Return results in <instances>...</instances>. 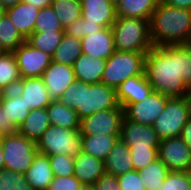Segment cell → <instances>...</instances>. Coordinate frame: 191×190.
Instances as JSON below:
<instances>
[{
    "mask_svg": "<svg viewBox=\"0 0 191 190\" xmlns=\"http://www.w3.org/2000/svg\"><path fill=\"white\" fill-rule=\"evenodd\" d=\"M145 74L153 91L187 97L191 89V44L153 46L146 54Z\"/></svg>",
    "mask_w": 191,
    "mask_h": 190,
    "instance_id": "6da1fadb",
    "label": "cell"
},
{
    "mask_svg": "<svg viewBox=\"0 0 191 190\" xmlns=\"http://www.w3.org/2000/svg\"><path fill=\"white\" fill-rule=\"evenodd\" d=\"M150 37L155 47L191 44V11L159 1L150 19Z\"/></svg>",
    "mask_w": 191,
    "mask_h": 190,
    "instance_id": "7a4b0ae2",
    "label": "cell"
},
{
    "mask_svg": "<svg viewBox=\"0 0 191 190\" xmlns=\"http://www.w3.org/2000/svg\"><path fill=\"white\" fill-rule=\"evenodd\" d=\"M74 109L81 120L96 112L120 107L114 88L106 84H88L75 79L58 99Z\"/></svg>",
    "mask_w": 191,
    "mask_h": 190,
    "instance_id": "3957f363",
    "label": "cell"
},
{
    "mask_svg": "<svg viewBox=\"0 0 191 190\" xmlns=\"http://www.w3.org/2000/svg\"><path fill=\"white\" fill-rule=\"evenodd\" d=\"M112 32L116 51L148 52L153 47L146 19L117 16Z\"/></svg>",
    "mask_w": 191,
    "mask_h": 190,
    "instance_id": "277c9868",
    "label": "cell"
},
{
    "mask_svg": "<svg viewBox=\"0 0 191 190\" xmlns=\"http://www.w3.org/2000/svg\"><path fill=\"white\" fill-rule=\"evenodd\" d=\"M147 52L115 51L105 64L101 83L114 88L128 78L145 74V58Z\"/></svg>",
    "mask_w": 191,
    "mask_h": 190,
    "instance_id": "5b68a950",
    "label": "cell"
},
{
    "mask_svg": "<svg viewBox=\"0 0 191 190\" xmlns=\"http://www.w3.org/2000/svg\"><path fill=\"white\" fill-rule=\"evenodd\" d=\"M81 144L79 129L50 125L36 142V147L39 153L47 156L63 154L75 157L82 150Z\"/></svg>",
    "mask_w": 191,
    "mask_h": 190,
    "instance_id": "8992f818",
    "label": "cell"
},
{
    "mask_svg": "<svg viewBox=\"0 0 191 190\" xmlns=\"http://www.w3.org/2000/svg\"><path fill=\"white\" fill-rule=\"evenodd\" d=\"M191 117L187 97L168 98L164 111L156 118L153 128L160 141L178 137Z\"/></svg>",
    "mask_w": 191,
    "mask_h": 190,
    "instance_id": "52a82bcc",
    "label": "cell"
},
{
    "mask_svg": "<svg viewBox=\"0 0 191 190\" xmlns=\"http://www.w3.org/2000/svg\"><path fill=\"white\" fill-rule=\"evenodd\" d=\"M5 169L25 174L38 153L36 143L20 133L0 137Z\"/></svg>",
    "mask_w": 191,
    "mask_h": 190,
    "instance_id": "ba28073f",
    "label": "cell"
},
{
    "mask_svg": "<svg viewBox=\"0 0 191 190\" xmlns=\"http://www.w3.org/2000/svg\"><path fill=\"white\" fill-rule=\"evenodd\" d=\"M123 117L121 106L96 112L80 120V135H120Z\"/></svg>",
    "mask_w": 191,
    "mask_h": 190,
    "instance_id": "9c48e42d",
    "label": "cell"
},
{
    "mask_svg": "<svg viewBox=\"0 0 191 190\" xmlns=\"http://www.w3.org/2000/svg\"><path fill=\"white\" fill-rule=\"evenodd\" d=\"M158 158L169 171L191 172V150L180 136L160 141Z\"/></svg>",
    "mask_w": 191,
    "mask_h": 190,
    "instance_id": "30bf717a",
    "label": "cell"
},
{
    "mask_svg": "<svg viewBox=\"0 0 191 190\" xmlns=\"http://www.w3.org/2000/svg\"><path fill=\"white\" fill-rule=\"evenodd\" d=\"M13 53L21 78L41 77L52 62L51 55L33 47L27 41L18 46Z\"/></svg>",
    "mask_w": 191,
    "mask_h": 190,
    "instance_id": "8fae6325",
    "label": "cell"
},
{
    "mask_svg": "<svg viewBox=\"0 0 191 190\" xmlns=\"http://www.w3.org/2000/svg\"><path fill=\"white\" fill-rule=\"evenodd\" d=\"M168 98L153 91L141 102L127 104L123 108L124 116L128 120L152 126L156 118L164 111Z\"/></svg>",
    "mask_w": 191,
    "mask_h": 190,
    "instance_id": "7c38bea8",
    "label": "cell"
},
{
    "mask_svg": "<svg viewBox=\"0 0 191 190\" xmlns=\"http://www.w3.org/2000/svg\"><path fill=\"white\" fill-rule=\"evenodd\" d=\"M119 139L129 148L158 147L160 143L153 126L128 120L125 116L122 119Z\"/></svg>",
    "mask_w": 191,
    "mask_h": 190,
    "instance_id": "4fadbf2b",
    "label": "cell"
},
{
    "mask_svg": "<svg viewBox=\"0 0 191 190\" xmlns=\"http://www.w3.org/2000/svg\"><path fill=\"white\" fill-rule=\"evenodd\" d=\"M41 78L53 100H58L76 79L72 66L56 62H51Z\"/></svg>",
    "mask_w": 191,
    "mask_h": 190,
    "instance_id": "5bb4252c",
    "label": "cell"
},
{
    "mask_svg": "<svg viewBox=\"0 0 191 190\" xmlns=\"http://www.w3.org/2000/svg\"><path fill=\"white\" fill-rule=\"evenodd\" d=\"M15 90L30 110L46 108L53 101L41 77L21 78Z\"/></svg>",
    "mask_w": 191,
    "mask_h": 190,
    "instance_id": "9a60e30c",
    "label": "cell"
},
{
    "mask_svg": "<svg viewBox=\"0 0 191 190\" xmlns=\"http://www.w3.org/2000/svg\"><path fill=\"white\" fill-rule=\"evenodd\" d=\"M82 54L107 60L116 50L112 27L103 28L81 39Z\"/></svg>",
    "mask_w": 191,
    "mask_h": 190,
    "instance_id": "2e32d148",
    "label": "cell"
},
{
    "mask_svg": "<svg viewBox=\"0 0 191 190\" xmlns=\"http://www.w3.org/2000/svg\"><path fill=\"white\" fill-rule=\"evenodd\" d=\"M151 92L153 88L146 74L130 77L116 89L117 99L122 108L127 104L141 102Z\"/></svg>",
    "mask_w": 191,
    "mask_h": 190,
    "instance_id": "e0dca14e",
    "label": "cell"
},
{
    "mask_svg": "<svg viewBox=\"0 0 191 190\" xmlns=\"http://www.w3.org/2000/svg\"><path fill=\"white\" fill-rule=\"evenodd\" d=\"M81 18L98 23L103 28L112 27L116 21V8L110 0H80Z\"/></svg>",
    "mask_w": 191,
    "mask_h": 190,
    "instance_id": "ac0fdd59",
    "label": "cell"
},
{
    "mask_svg": "<svg viewBox=\"0 0 191 190\" xmlns=\"http://www.w3.org/2000/svg\"><path fill=\"white\" fill-rule=\"evenodd\" d=\"M105 173L104 161L82 150L74 157V176L82 184L94 185Z\"/></svg>",
    "mask_w": 191,
    "mask_h": 190,
    "instance_id": "d6986e66",
    "label": "cell"
},
{
    "mask_svg": "<svg viewBox=\"0 0 191 190\" xmlns=\"http://www.w3.org/2000/svg\"><path fill=\"white\" fill-rule=\"evenodd\" d=\"M39 10L40 8L22 1L14 7L5 10L4 13L26 40L34 31Z\"/></svg>",
    "mask_w": 191,
    "mask_h": 190,
    "instance_id": "ffe728a7",
    "label": "cell"
},
{
    "mask_svg": "<svg viewBox=\"0 0 191 190\" xmlns=\"http://www.w3.org/2000/svg\"><path fill=\"white\" fill-rule=\"evenodd\" d=\"M106 60L81 54L72 65L75 78L88 84L101 83Z\"/></svg>",
    "mask_w": 191,
    "mask_h": 190,
    "instance_id": "44dd1931",
    "label": "cell"
},
{
    "mask_svg": "<svg viewBox=\"0 0 191 190\" xmlns=\"http://www.w3.org/2000/svg\"><path fill=\"white\" fill-rule=\"evenodd\" d=\"M24 176L33 190H47L54 179L49 157L38 152Z\"/></svg>",
    "mask_w": 191,
    "mask_h": 190,
    "instance_id": "7402d4cb",
    "label": "cell"
},
{
    "mask_svg": "<svg viewBox=\"0 0 191 190\" xmlns=\"http://www.w3.org/2000/svg\"><path fill=\"white\" fill-rule=\"evenodd\" d=\"M0 104L3 106L8 120L18 128L24 122L30 113V106L24 101V98L14 89L0 93Z\"/></svg>",
    "mask_w": 191,
    "mask_h": 190,
    "instance_id": "603a6c76",
    "label": "cell"
},
{
    "mask_svg": "<svg viewBox=\"0 0 191 190\" xmlns=\"http://www.w3.org/2000/svg\"><path fill=\"white\" fill-rule=\"evenodd\" d=\"M104 164L106 173L114 176L133 170L130 148L119 139Z\"/></svg>",
    "mask_w": 191,
    "mask_h": 190,
    "instance_id": "cb8c5ba5",
    "label": "cell"
},
{
    "mask_svg": "<svg viewBox=\"0 0 191 190\" xmlns=\"http://www.w3.org/2000/svg\"><path fill=\"white\" fill-rule=\"evenodd\" d=\"M51 125L46 108L31 110L24 122L18 127V133L35 143Z\"/></svg>",
    "mask_w": 191,
    "mask_h": 190,
    "instance_id": "d4e9b609",
    "label": "cell"
},
{
    "mask_svg": "<svg viewBox=\"0 0 191 190\" xmlns=\"http://www.w3.org/2000/svg\"><path fill=\"white\" fill-rule=\"evenodd\" d=\"M82 151L93 157L105 161L120 135H81Z\"/></svg>",
    "mask_w": 191,
    "mask_h": 190,
    "instance_id": "484cf974",
    "label": "cell"
},
{
    "mask_svg": "<svg viewBox=\"0 0 191 190\" xmlns=\"http://www.w3.org/2000/svg\"><path fill=\"white\" fill-rule=\"evenodd\" d=\"M160 0H121L115 6L116 16L146 19L150 21Z\"/></svg>",
    "mask_w": 191,
    "mask_h": 190,
    "instance_id": "4316f807",
    "label": "cell"
},
{
    "mask_svg": "<svg viewBox=\"0 0 191 190\" xmlns=\"http://www.w3.org/2000/svg\"><path fill=\"white\" fill-rule=\"evenodd\" d=\"M21 81L13 52H0V93L14 90Z\"/></svg>",
    "mask_w": 191,
    "mask_h": 190,
    "instance_id": "83f0119b",
    "label": "cell"
},
{
    "mask_svg": "<svg viewBox=\"0 0 191 190\" xmlns=\"http://www.w3.org/2000/svg\"><path fill=\"white\" fill-rule=\"evenodd\" d=\"M46 109L51 125L67 129H80V119L77 112L59 100H53Z\"/></svg>",
    "mask_w": 191,
    "mask_h": 190,
    "instance_id": "f1b7e54d",
    "label": "cell"
},
{
    "mask_svg": "<svg viewBox=\"0 0 191 190\" xmlns=\"http://www.w3.org/2000/svg\"><path fill=\"white\" fill-rule=\"evenodd\" d=\"M81 54V40L64 33L60 44L51 57L52 62L72 66Z\"/></svg>",
    "mask_w": 191,
    "mask_h": 190,
    "instance_id": "f546056e",
    "label": "cell"
},
{
    "mask_svg": "<svg viewBox=\"0 0 191 190\" xmlns=\"http://www.w3.org/2000/svg\"><path fill=\"white\" fill-rule=\"evenodd\" d=\"M26 40L4 13L0 17V52H14Z\"/></svg>",
    "mask_w": 191,
    "mask_h": 190,
    "instance_id": "4dcf8cb0",
    "label": "cell"
},
{
    "mask_svg": "<svg viewBox=\"0 0 191 190\" xmlns=\"http://www.w3.org/2000/svg\"><path fill=\"white\" fill-rule=\"evenodd\" d=\"M168 173V168L159 158L138 171L146 190H159Z\"/></svg>",
    "mask_w": 191,
    "mask_h": 190,
    "instance_id": "1f68e13d",
    "label": "cell"
},
{
    "mask_svg": "<svg viewBox=\"0 0 191 190\" xmlns=\"http://www.w3.org/2000/svg\"><path fill=\"white\" fill-rule=\"evenodd\" d=\"M51 7L55 11L63 29H66L77 19L81 18L80 0H53Z\"/></svg>",
    "mask_w": 191,
    "mask_h": 190,
    "instance_id": "d6a6232c",
    "label": "cell"
},
{
    "mask_svg": "<svg viewBox=\"0 0 191 190\" xmlns=\"http://www.w3.org/2000/svg\"><path fill=\"white\" fill-rule=\"evenodd\" d=\"M65 31L33 32L26 41L33 47L53 55L60 44Z\"/></svg>",
    "mask_w": 191,
    "mask_h": 190,
    "instance_id": "836d02e7",
    "label": "cell"
},
{
    "mask_svg": "<svg viewBox=\"0 0 191 190\" xmlns=\"http://www.w3.org/2000/svg\"><path fill=\"white\" fill-rule=\"evenodd\" d=\"M64 31L60 19L51 6L41 8L36 18L33 32Z\"/></svg>",
    "mask_w": 191,
    "mask_h": 190,
    "instance_id": "e575fe53",
    "label": "cell"
},
{
    "mask_svg": "<svg viewBox=\"0 0 191 190\" xmlns=\"http://www.w3.org/2000/svg\"><path fill=\"white\" fill-rule=\"evenodd\" d=\"M0 190H33L23 174L3 169L0 171Z\"/></svg>",
    "mask_w": 191,
    "mask_h": 190,
    "instance_id": "d590c367",
    "label": "cell"
},
{
    "mask_svg": "<svg viewBox=\"0 0 191 190\" xmlns=\"http://www.w3.org/2000/svg\"><path fill=\"white\" fill-rule=\"evenodd\" d=\"M159 190H191V172L169 171Z\"/></svg>",
    "mask_w": 191,
    "mask_h": 190,
    "instance_id": "8d00e7d4",
    "label": "cell"
},
{
    "mask_svg": "<svg viewBox=\"0 0 191 190\" xmlns=\"http://www.w3.org/2000/svg\"><path fill=\"white\" fill-rule=\"evenodd\" d=\"M133 170H141L158 159V147L130 148Z\"/></svg>",
    "mask_w": 191,
    "mask_h": 190,
    "instance_id": "74e56055",
    "label": "cell"
},
{
    "mask_svg": "<svg viewBox=\"0 0 191 190\" xmlns=\"http://www.w3.org/2000/svg\"><path fill=\"white\" fill-rule=\"evenodd\" d=\"M48 157L54 177L74 175V157L63 154Z\"/></svg>",
    "mask_w": 191,
    "mask_h": 190,
    "instance_id": "f35d334b",
    "label": "cell"
},
{
    "mask_svg": "<svg viewBox=\"0 0 191 190\" xmlns=\"http://www.w3.org/2000/svg\"><path fill=\"white\" fill-rule=\"evenodd\" d=\"M103 27L98 23H91L88 20L79 18L64 29L65 34L81 40L85 36H90L94 32L101 31Z\"/></svg>",
    "mask_w": 191,
    "mask_h": 190,
    "instance_id": "ab89813d",
    "label": "cell"
},
{
    "mask_svg": "<svg viewBox=\"0 0 191 190\" xmlns=\"http://www.w3.org/2000/svg\"><path fill=\"white\" fill-rule=\"evenodd\" d=\"M120 190H146L137 170L117 176Z\"/></svg>",
    "mask_w": 191,
    "mask_h": 190,
    "instance_id": "60d3db41",
    "label": "cell"
},
{
    "mask_svg": "<svg viewBox=\"0 0 191 190\" xmlns=\"http://www.w3.org/2000/svg\"><path fill=\"white\" fill-rule=\"evenodd\" d=\"M82 183L74 176L54 177L47 190H79Z\"/></svg>",
    "mask_w": 191,
    "mask_h": 190,
    "instance_id": "b9f144b4",
    "label": "cell"
},
{
    "mask_svg": "<svg viewBox=\"0 0 191 190\" xmlns=\"http://www.w3.org/2000/svg\"><path fill=\"white\" fill-rule=\"evenodd\" d=\"M95 190H120L117 176L103 174L93 185Z\"/></svg>",
    "mask_w": 191,
    "mask_h": 190,
    "instance_id": "7bdbcfd3",
    "label": "cell"
},
{
    "mask_svg": "<svg viewBox=\"0 0 191 190\" xmlns=\"http://www.w3.org/2000/svg\"><path fill=\"white\" fill-rule=\"evenodd\" d=\"M18 132V128L8 120L3 106L0 104V137L7 135H14Z\"/></svg>",
    "mask_w": 191,
    "mask_h": 190,
    "instance_id": "ee69618b",
    "label": "cell"
},
{
    "mask_svg": "<svg viewBox=\"0 0 191 190\" xmlns=\"http://www.w3.org/2000/svg\"><path fill=\"white\" fill-rule=\"evenodd\" d=\"M160 1L172 7L187 9L191 11V0H160Z\"/></svg>",
    "mask_w": 191,
    "mask_h": 190,
    "instance_id": "f6af8a7d",
    "label": "cell"
},
{
    "mask_svg": "<svg viewBox=\"0 0 191 190\" xmlns=\"http://www.w3.org/2000/svg\"><path fill=\"white\" fill-rule=\"evenodd\" d=\"M180 137L191 150V117L187 120V123L183 127Z\"/></svg>",
    "mask_w": 191,
    "mask_h": 190,
    "instance_id": "bcb514c9",
    "label": "cell"
},
{
    "mask_svg": "<svg viewBox=\"0 0 191 190\" xmlns=\"http://www.w3.org/2000/svg\"><path fill=\"white\" fill-rule=\"evenodd\" d=\"M24 3L32 4L38 8L51 6L53 0H22Z\"/></svg>",
    "mask_w": 191,
    "mask_h": 190,
    "instance_id": "7dc6e473",
    "label": "cell"
},
{
    "mask_svg": "<svg viewBox=\"0 0 191 190\" xmlns=\"http://www.w3.org/2000/svg\"><path fill=\"white\" fill-rule=\"evenodd\" d=\"M19 2H22V0H0V6L2 8V11H5L11 7H14Z\"/></svg>",
    "mask_w": 191,
    "mask_h": 190,
    "instance_id": "c3c4849f",
    "label": "cell"
},
{
    "mask_svg": "<svg viewBox=\"0 0 191 190\" xmlns=\"http://www.w3.org/2000/svg\"><path fill=\"white\" fill-rule=\"evenodd\" d=\"M5 168L4 166V160H3V148L0 141V171Z\"/></svg>",
    "mask_w": 191,
    "mask_h": 190,
    "instance_id": "681fc988",
    "label": "cell"
},
{
    "mask_svg": "<svg viewBox=\"0 0 191 190\" xmlns=\"http://www.w3.org/2000/svg\"><path fill=\"white\" fill-rule=\"evenodd\" d=\"M79 190H95L93 185L82 184Z\"/></svg>",
    "mask_w": 191,
    "mask_h": 190,
    "instance_id": "f907efd6",
    "label": "cell"
},
{
    "mask_svg": "<svg viewBox=\"0 0 191 190\" xmlns=\"http://www.w3.org/2000/svg\"><path fill=\"white\" fill-rule=\"evenodd\" d=\"M187 99L189 101V106H190V113H191V89H189V92L187 94Z\"/></svg>",
    "mask_w": 191,
    "mask_h": 190,
    "instance_id": "816d5d0a",
    "label": "cell"
},
{
    "mask_svg": "<svg viewBox=\"0 0 191 190\" xmlns=\"http://www.w3.org/2000/svg\"><path fill=\"white\" fill-rule=\"evenodd\" d=\"M110 1L112 2L114 6H116L117 4L121 2V0H110Z\"/></svg>",
    "mask_w": 191,
    "mask_h": 190,
    "instance_id": "f5cc1de1",
    "label": "cell"
},
{
    "mask_svg": "<svg viewBox=\"0 0 191 190\" xmlns=\"http://www.w3.org/2000/svg\"><path fill=\"white\" fill-rule=\"evenodd\" d=\"M4 14V11L0 10V17Z\"/></svg>",
    "mask_w": 191,
    "mask_h": 190,
    "instance_id": "db71d44e",
    "label": "cell"
}]
</instances>
